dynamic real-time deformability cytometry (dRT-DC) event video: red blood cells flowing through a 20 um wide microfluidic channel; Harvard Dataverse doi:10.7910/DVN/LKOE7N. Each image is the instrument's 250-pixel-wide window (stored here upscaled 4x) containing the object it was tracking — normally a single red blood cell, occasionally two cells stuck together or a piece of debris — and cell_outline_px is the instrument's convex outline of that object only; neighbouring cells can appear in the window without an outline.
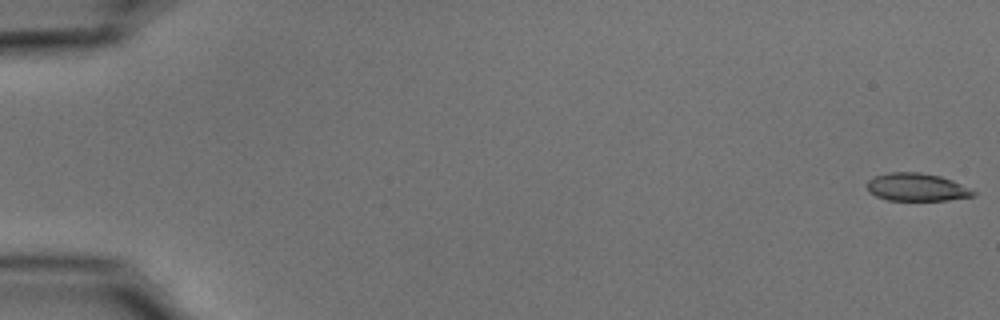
{"species": "common noctule bat (a hibernating species)", "species_latin": "Nyctalus noctula", "temperature_condition": "cold", "stored_images_in_passage": 54, "camera_frame_rate_fps": 3000, "um_per_image_px": 0.085, "animal": {"sex": "male", "body_mass_g": 15.6}, "frame": {"image": 1, "passage_image": 1, "time_ms": 0.0, "image_size_px": [1000, 320], "cell_outline_px": [[976, 196], [948, 200], [888, 200], [876, 196], [868, 192], [868, 180], [872, 176], [888, 172], [920, 172], [940, 176], [952, 180], [976, 192]], "centroid_in_image_um": [77.9, 15.9], "position_along_channel_um": 7.1, "area_um2": 17.28}}
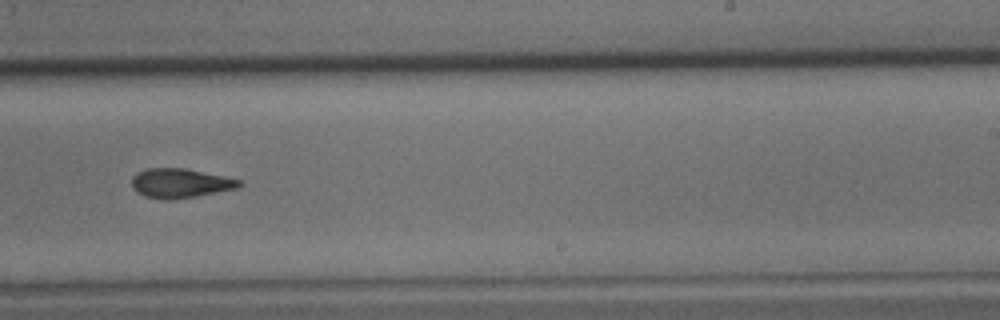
{"frame": {"image": 2, "passage_image": 35, "time_ms": 11.333, "image_size_px": [1000, 320], "cell_outline_px": [[244, 184], [236, 188], [196, 196], [168, 200], [164, 200], [144, 196], [136, 192], [132, 188], [132, 176], [136, 172], [148, 168], [184, 168], [224, 176], [240, 180]], "centroid_in_image_um": [15.27, 15.57], "position_along_channel_um": 273.7, "area_um2": 18.38}}
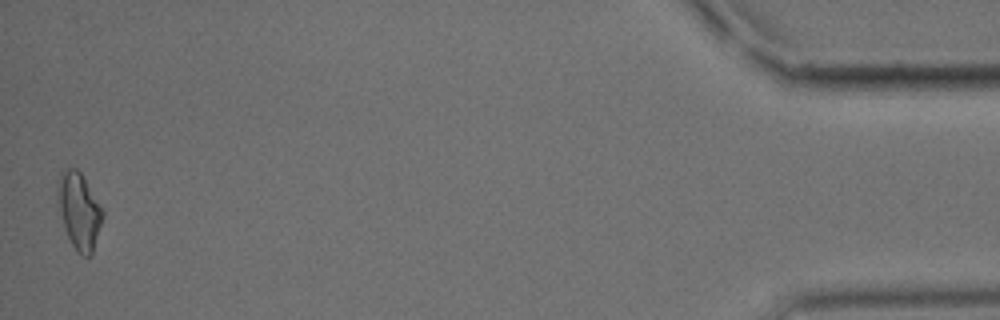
{"frame": {"image": 3, "passage_image": 54, "time_ms": 17.667, "image_size_px": [1000, 320], "cell_outline_px": [[104, 216], [92, 252], [88, 256], [84, 256], [76, 252], [64, 228], [56, 192], [56, 188], [60, 172], [68, 168], [76, 168], [80, 172], [104, 212]], "centroid_in_image_um": [6.71, 17.91], "position_along_channel_um": 428.5, "area_um2": 19.71}, "authors_computed_cell_mechanics": {"area_um2": 18.4382, "velocity_mm_per_s": 3.7549, "shape_relaxation_time_tau1_ms": null, "shape_relaxation_time_tau2_ms": 2.3886, "deformation_change_tau1": null, "deformation_change_tau2": 0.0875}}